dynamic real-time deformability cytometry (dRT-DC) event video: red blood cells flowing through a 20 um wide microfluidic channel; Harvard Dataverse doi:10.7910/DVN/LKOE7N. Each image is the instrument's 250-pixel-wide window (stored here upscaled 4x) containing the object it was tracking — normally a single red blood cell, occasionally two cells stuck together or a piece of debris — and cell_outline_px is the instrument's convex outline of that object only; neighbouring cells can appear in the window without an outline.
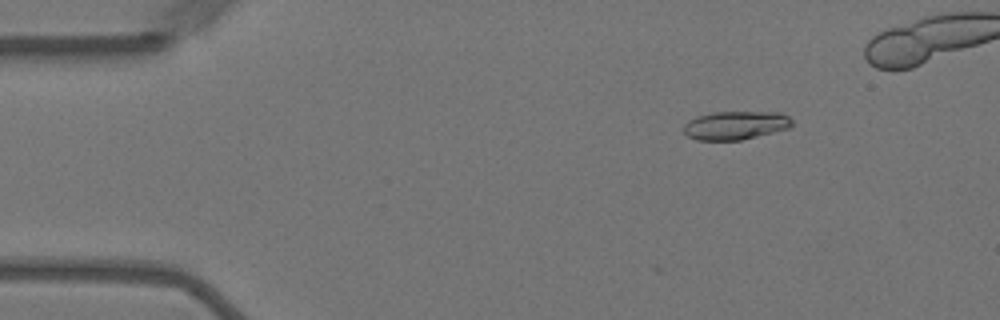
{"species": "Egyptian fruit bat (a non-hibernating species)", "species_latin": "Rousettus aegyptiacus", "temperature_condition": "warm", "stored_images_in_passage": 21, "camera_frame_rate_fps": 3000, "um_per_image_px": 0.085, "animal": {"sex": "female"}, "frame": {"image": 1, "passage_image": 8, "time_ms": 2.333, "image_size_px": [1000, 320], "cell_outline_px": [[792, 124], [788, 128], [740, 140], [696, 140], [688, 136], [684, 132], [684, 124], [688, 120], [696, 116], [712, 112], [780, 112], [788, 116], [792, 120]], "centroid_in_image_um": [62.48, 10.64], "position_along_channel_um": 22.5, "area_um2": 17.92}}
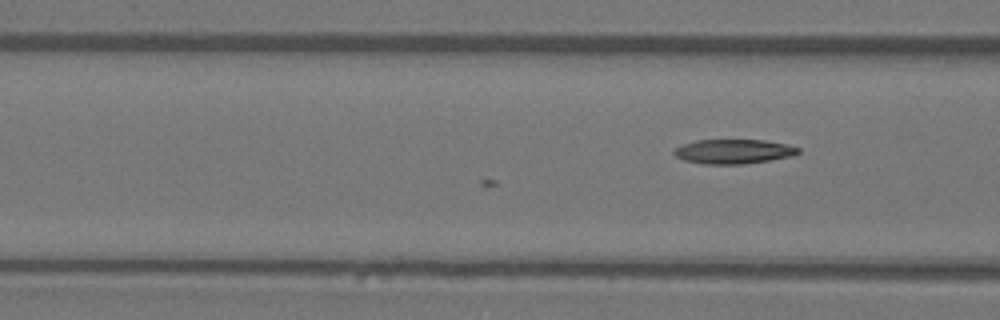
{"frame": {"image": 2, "passage_image": 21, "time_ms": 6.667, "image_size_px": [1000, 320], "cell_outline_px": [[800, 152], [792, 156], [744, 164], [704, 164], [684, 160], [676, 156], [672, 152], [676, 148], [684, 144], [696, 140], [764, 140], [788, 144], [800, 148]], "centroid_in_image_um": [62.37, 12.87], "position_along_channel_um": 104.2, "area_um2": 17.63}}